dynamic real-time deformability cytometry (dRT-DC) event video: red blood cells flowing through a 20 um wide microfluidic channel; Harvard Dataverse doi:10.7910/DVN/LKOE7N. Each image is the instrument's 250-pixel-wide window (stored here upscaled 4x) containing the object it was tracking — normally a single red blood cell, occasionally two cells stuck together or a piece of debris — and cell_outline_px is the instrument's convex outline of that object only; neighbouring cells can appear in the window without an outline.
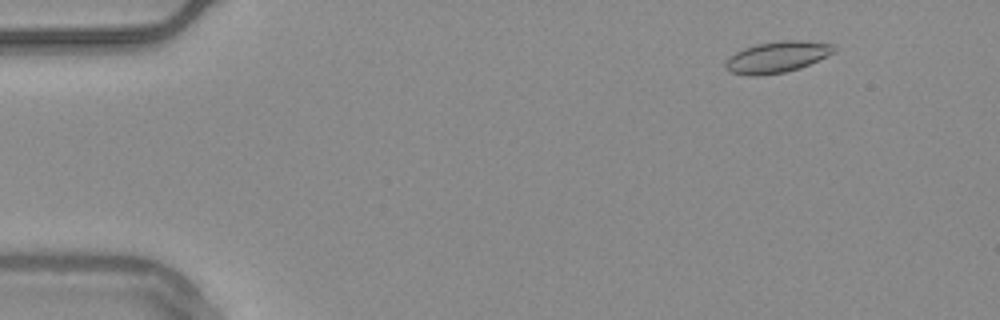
{"species": "common noctule bat (a hibernating species)", "species_latin": "Nyctalus noctula", "temperature_condition": "warm", "stored_images_in_passage": 56, "camera_frame_rate_fps": 3000, "um_per_image_px": 0.085, "animal": {"sex": "male", "body_mass_g": 20.4}, "frame": {"image": 1, "passage_image": 7, "time_ms": 2.0, "image_size_px": [1000, 320], "cell_outline_px": [[836, 52], [800, 68], [784, 72], [760, 76], [748, 76], [732, 72], [724, 64], [736, 52], [744, 48], [756, 44], [784, 40], [804, 40], [836, 44]], "centroid_in_image_um": [66.12, 4.84], "position_along_channel_um": 18.9, "area_um2": 19.71}}
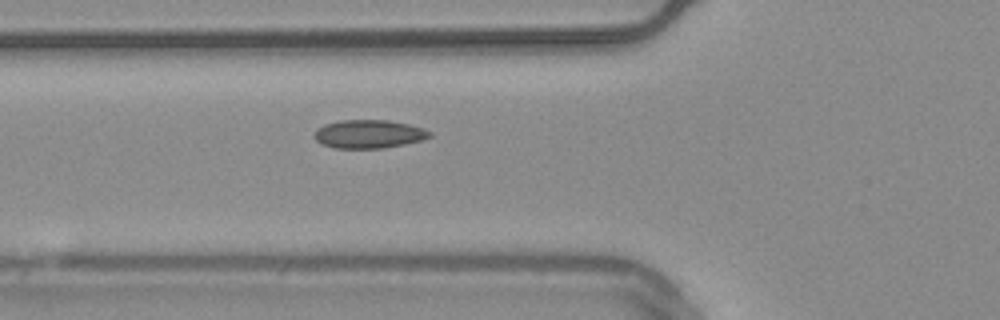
{"frame": {"image": 2, "passage_image": 21, "time_ms": 6.667, "image_size_px": [1000, 320], "cell_outline_px": [[432, 136], [420, 140], [404, 144], [384, 148], [336, 148], [320, 144], [312, 136], [316, 128], [324, 124], [340, 120], [388, 120], [408, 124], [424, 128], [432, 132]], "centroid_in_image_um": [31.31, 11.39], "position_along_channel_um": 94.5, "area_um2": 19.25}}
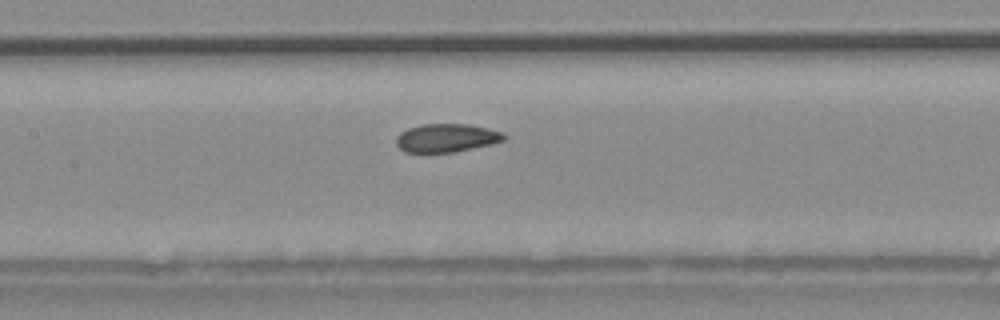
{"frame": {"image": 3, "passage_image": 27, "time_ms": 8.667, "image_size_px": [1000, 320], "cell_outline_px": [[508, 136], [504, 140], [492, 144], [452, 152], [404, 152], [396, 144], [396, 136], [400, 132], [408, 128], [420, 124], [468, 124], [488, 128], [504, 132]], "centroid_in_image_um": [37.96, 11.71], "position_along_channel_um": 169.4, "area_um2": 17.92}, "authors_computed_cell_mechanics": {"area_um2": 18.496, "velocity_mm_per_s": 3.7186, "shape_relaxation_time_tau1_ms": null, "shape_relaxation_time_tau2_ms": 1.9482, "deformation_change_tau1": null, "deformation_change_tau2": 0.0482}}